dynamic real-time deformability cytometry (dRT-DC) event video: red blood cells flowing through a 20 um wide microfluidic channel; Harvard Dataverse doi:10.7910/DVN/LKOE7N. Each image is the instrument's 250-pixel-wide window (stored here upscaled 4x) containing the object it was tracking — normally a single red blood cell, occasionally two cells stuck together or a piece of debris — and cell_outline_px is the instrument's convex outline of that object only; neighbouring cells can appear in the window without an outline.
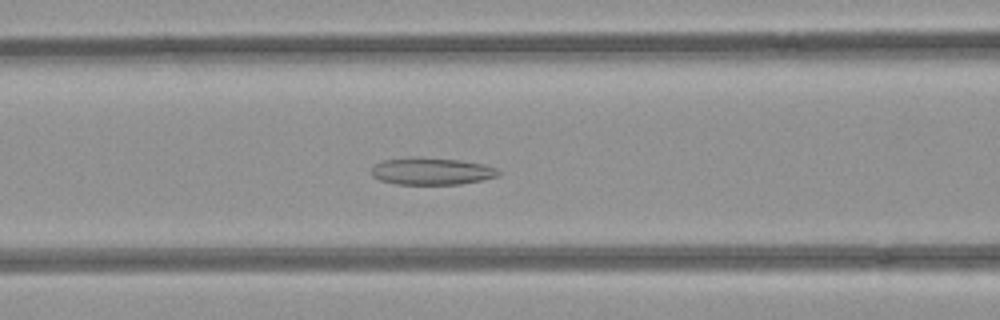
{"species": "common noctule bat (a hibernating species)", "species_latin": "Nyctalus noctula", "temperature_condition": "room temperature", "stored_images_in_passage": 38, "camera_frame_rate_fps": 3000, "um_per_image_px": 0.085, "animal": {"sex": "female", "body_mass_g": 21.9}, "frame": {"image": 1, "passage_image": 15, "time_ms": 4.667, "image_size_px": [1000, 320], "cell_outline_px": [[500, 176], [460, 184], [396, 184], [380, 180], [372, 176], [372, 168], [376, 164], [384, 160], [456, 160], [484, 164], [496, 168], [500, 172]], "centroid_in_image_um": [36.74, 14.61], "position_along_channel_um": 129.9, "area_um2": 18.96}}
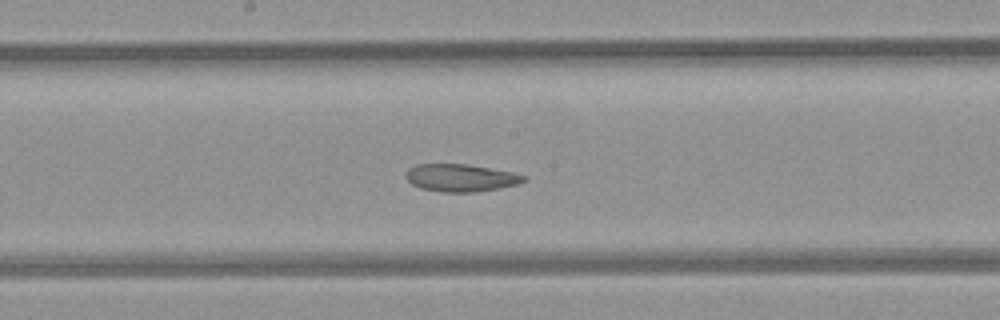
{"frame": {"image": 2, "passage_image": 21, "time_ms": 6.667, "image_size_px": [1000, 320], "cell_outline_px": [[528, 176], [524, 180], [516, 184], [500, 188], [476, 192], [440, 192], [420, 188], [412, 184], [404, 176], [408, 168], [416, 164], [464, 164], [512, 172]], "centroid_in_image_um": [39.12, 15.12], "position_along_channel_um": 209.1, "area_um2": 18.84}}
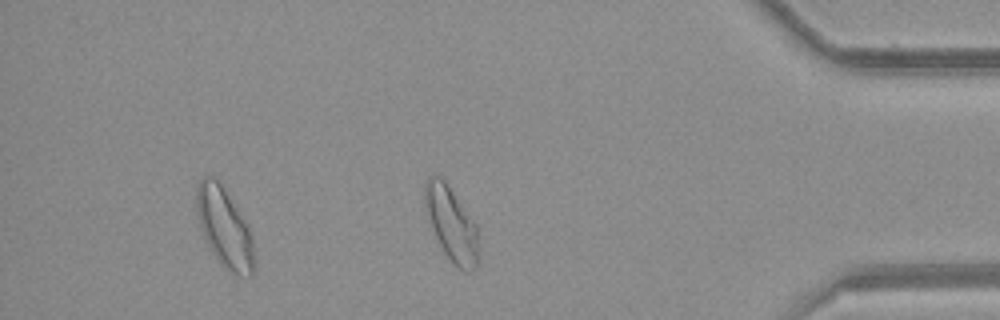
{"frame": {"image": 3, "passage_image": 38, "time_ms": 12.333, "image_size_px": [1000, 320], "cell_outline_px": [[480, 260], [476, 268], [472, 272], [468, 272], [452, 264], [444, 252], [432, 228], [428, 216], [424, 200], [424, 184], [428, 176], [440, 176], [444, 180], [476, 224], [480, 248]], "centroid_in_image_um": [38.41, 19.09], "position_along_channel_um": 396.8, "area_um2": 23.29}, "authors_computed_cell_mechanics": {"area_um2": 20.9236, "velocity_mm_per_s": 3.9514, "shape_relaxation_time_tau1_ms": null, "shape_relaxation_time_tau2_ms": 5.3594, "deformation_change_tau1": null, "deformation_change_tau2": 0.1255}}